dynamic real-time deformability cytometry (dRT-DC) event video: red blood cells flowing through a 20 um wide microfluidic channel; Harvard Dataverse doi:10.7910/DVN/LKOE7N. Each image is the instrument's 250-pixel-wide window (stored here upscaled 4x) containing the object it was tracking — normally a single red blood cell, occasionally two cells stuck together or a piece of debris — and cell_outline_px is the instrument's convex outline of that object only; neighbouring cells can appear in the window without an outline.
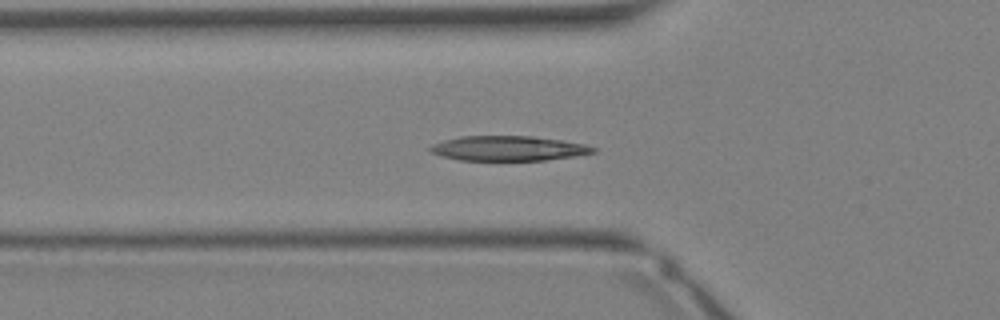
{"species": "Egyptian fruit bat (a non-hibernating species)", "species_latin": "Rousettus aegyptiacus", "temperature_condition": "warm", "stored_images_in_passage": 34, "camera_frame_rate_fps": 3000, "um_per_image_px": 0.085, "animal": {"sex": "female"}, "frame": {"image": 1, "passage_image": 11, "time_ms": 3.333, "image_size_px": [1000, 320], "cell_outline_px": [[596, 152], [572, 156], [544, 160], [460, 160], [440, 156], [432, 152], [428, 148], [432, 144], [444, 140], [460, 136], [532, 136], [560, 140], [584, 144], [596, 148]], "centroid_in_image_um": [43.16, 12.61], "position_along_channel_um": 82.6, "area_um2": 23.41}}
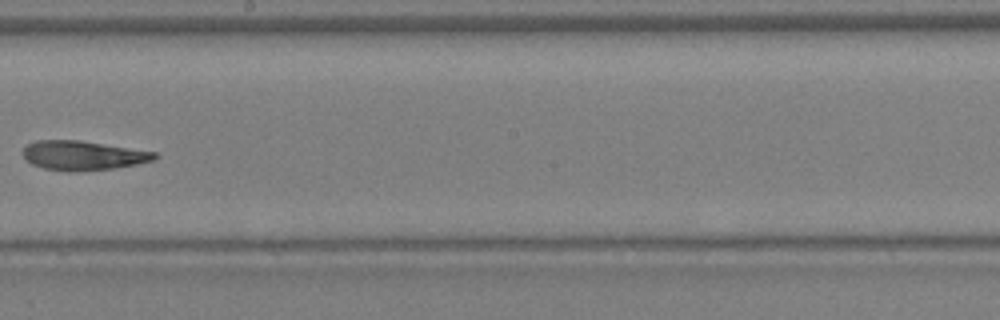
{"frame": {"image": 2, "passage_image": 19, "time_ms": 6.0, "image_size_px": [1000, 320], "cell_outline_px": [[160, 156], [152, 160], [136, 164], [112, 168], [76, 172], [68, 172], [44, 168], [32, 164], [24, 156], [24, 148], [28, 144], [36, 140], [80, 140], [156, 152]], "centroid_in_image_um": [7.06, 13.21], "position_along_channel_um": 241.1, "area_um2": 22.37}}
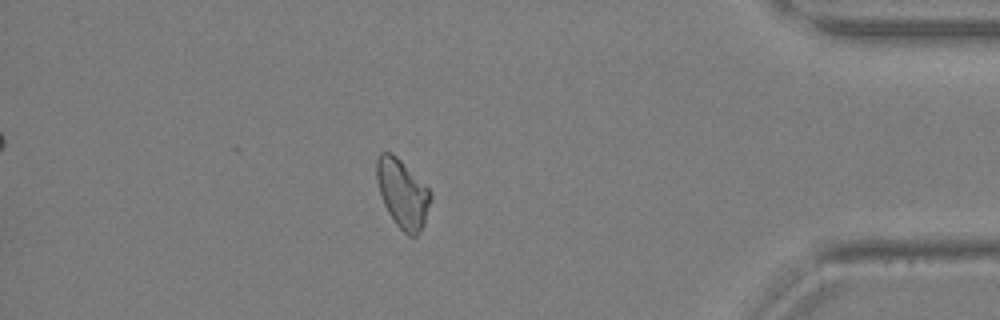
{"frame": {"image": 3, "passage_image": 29, "time_ms": 9.333, "image_size_px": [1000, 320], "cell_outline_px": [[432, 196], [424, 224], [416, 236], [408, 236], [396, 224], [388, 212], [380, 196], [376, 180], [376, 160], [380, 152], [388, 152], [396, 156], [432, 192]], "centroid_in_image_um": [34.2, 16.46], "position_along_channel_um": 401.0, "area_um2": 21.39}}